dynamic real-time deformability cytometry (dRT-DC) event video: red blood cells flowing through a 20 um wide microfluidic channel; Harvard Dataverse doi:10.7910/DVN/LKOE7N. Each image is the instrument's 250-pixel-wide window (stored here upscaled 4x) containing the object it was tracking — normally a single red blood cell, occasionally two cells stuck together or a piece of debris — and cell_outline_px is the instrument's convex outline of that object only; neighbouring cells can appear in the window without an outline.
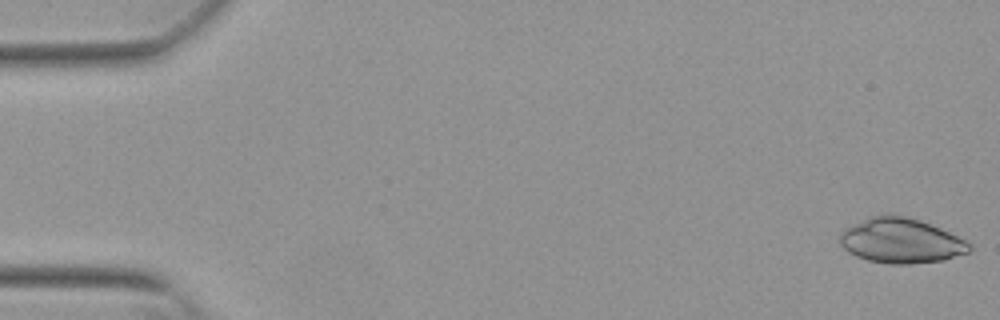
{"species": "Egyptian fruit bat (a non-hibernating species)", "species_latin": "Rousettus aegyptiacus", "temperature_condition": "warm", "stored_images_in_passage": 53, "camera_frame_rate_fps": 3000, "um_per_image_px": 0.085, "animal": {"sex": "female"}, "frame": {"image": 1, "passage_image": 1, "time_ms": 0.0, "image_size_px": [1000, 320], "cell_outline_px": [[972, 252], [944, 260], [908, 264], [888, 264], [868, 260], [856, 256], [848, 252], [840, 244], [840, 232], [872, 216], [884, 212], [892, 212], [908, 216], [920, 220], [940, 228], [972, 244]], "centroid_in_image_um": [76.61, 20.45], "position_along_channel_um": 8.4, "area_um2": 34.16}}
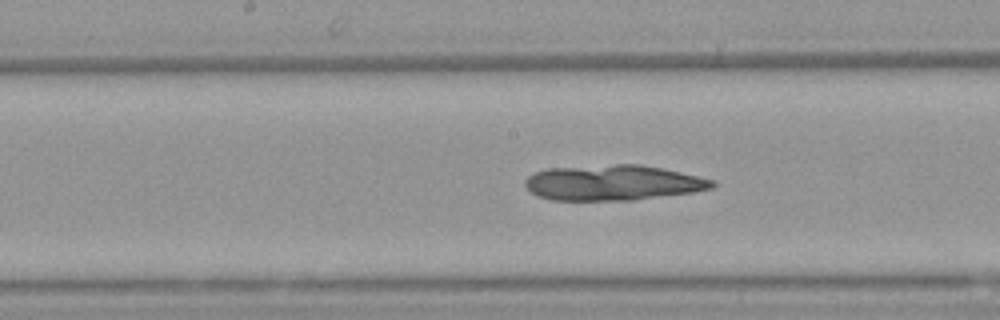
{"frame": {"image": 2, "passage_image": 27, "time_ms": 8.667, "image_size_px": [1000, 320], "cell_outline_px": [[716, 184], [712, 188], [692, 192], [632, 200], [552, 200], [536, 196], [524, 184], [524, 180], [532, 172], [548, 168], [616, 164], [640, 164], [680, 172], [716, 180]], "centroid_in_image_um": [52.07, 15.53], "position_along_channel_um": 196.1, "area_um2": 38.61}}
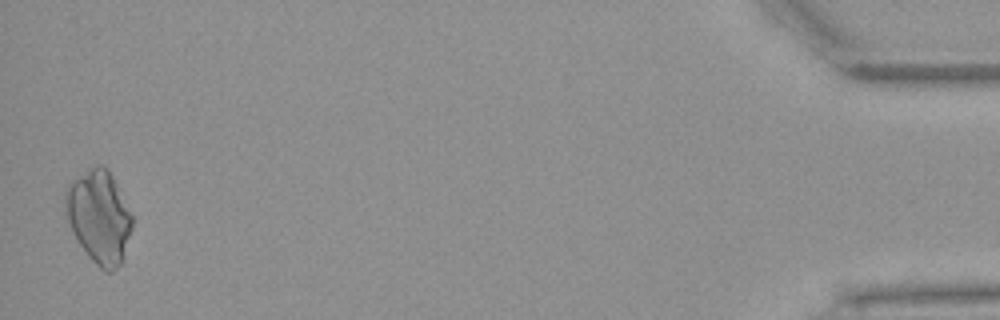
{"frame": {"image": 3, "passage_image": 52, "time_ms": 17.0, "image_size_px": [1000, 320], "cell_outline_px": [[132, 228], [124, 260], [112, 272], [104, 272], [88, 256], [80, 244], [68, 220], [64, 200], [64, 196], [68, 184], [72, 180], [88, 168], [96, 164], [100, 164], [108, 168], [132, 216]], "centroid_in_image_um": [8.43, 18.42], "position_along_channel_um": 426.8, "area_um2": 35.95}}